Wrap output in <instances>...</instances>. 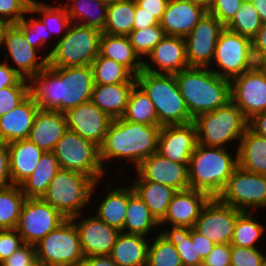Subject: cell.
<instances>
[{"label":"cell","instance_id":"obj_1","mask_svg":"<svg viewBox=\"0 0 266 266\" xmlns=\"http://www.w3.org/2000/svg\"><path fill=\"white\" fill-rule=\"evenodd\" d=\"M29 94L40 110L66 113L92 97L94 78L91 65L47 66L29 80Z\"/></svg>","mask_w":266,"mask_h":266},{"label":"cell","instance_id":"obj_2","mask_svg":"<svg viewBox=\"0 0 266 266\" xmlns=\"http://www.w3.org/2000/svg\"><path fill=\"white\" fill-rule=\"evenodd\" d=\"M161 126L113 119L100 149V160L126 159L137 168L146 158L157 152Z\"/></svg>","mask_w":266,"mask_h":266},{"label":"cell","instance_id":"obj_3","mask_svg":"<svg viewBox=\"0 0 266 266\" xmlns=\"http://www.w3.org/2000/svg\"><path fill=\"white\" fill-rule=\"evenodd\" d=\"M174 75L193 119L231 101L230 80L218 76L210 68L189 67Z\"/></svg>","mask_w":266,"mask_h":266},{"label":"cell","instance_id":"obj_4","mask_svg":"<svg viewBox=\"0 0 266 266\" xmlns=\"http://www.w3.org/2000/svg\"><path fill=\"white\" fill-rule=\"evenodd\" d=\"M231 156L226 148L198 143L188 164L190 188L218 197L238 166L237 152L235 158Z\"/></svg>","mask_w":266,"mask_h":266},{"label":"cell","instance_id":"obj_5","mask_svg":"<svg viewBox=\"0 0 266 266\" xmlns=\"http://www.w3.org/2000/svg\"><path fill=\"white\" fill-rule=\"evenodd\" d=\"M136 83L153 102L159 126L193 122L174 74H154L142 70Z\"/></svg>","mask_w":266,"mask_h":266},{"label":"cell","instance_id":"obj_6","mask_svg":"<svg viewBox=\"0 0 266 266\" xmlns=\"http://www.w3.org/2000/svg\"><path fill=\"white\" fill-rule=\"evenodd\" d=\"M98 183L83 173L61 168L42 199L66 219L77 220L82 214L81 208L87 206Z\"/></svg>","mask_w":266,"mask_h":266},{"label":"cell","instance_id":"obj_7","mask_svg":"<svg viewBox=\"0 0 266 266\" xmlns=\"http://www.w3.org/2000/svg\"><path fill=\"white\" fill-rule=\"evenodd\" d=\"M73 24V25H72ZM100 30L78 23H71L66 33L46 54L51 67L91 65L100 53Z\"/></svg>","mask_w":266,"mask_h":266},{"label":"cell","instance_id":"obj_8","mask_svg":"<svg viewBox=\"0 0 266 266\" xmlns=\"http://www.w3.org/2000/svg\"><path fill=\"white\" fill-rule=\"evenodd\" d=\"M198 143L208 147L224 148L229 141L241 140L249 120L229 101L225 106L203 113L193 120Z\"/></svg>","mask_w":266,"mask_h":266},{"label":"cell","instance_id":"obj_9","mask_svg":"<svg viewBox=\"0 0 266 266\" xmlns=\"http://www.w3.org/2000/svg\"><path fill=\"white\" fill-rule=\"evenodd\" d=\"M37 261L44 266H80L84 254L74 222L66 219L35 244Z\"/></svg>","mask_w":266,"mask_h":266},{"label":"cell","instance_id":"obj_10","mask_svg":"<svg viewBox=\"0 0 266 266\" xmlns=\"http://www.w3.org/2000/svg\"><path fill=\"white\" fill-rule=\"evenodd\" d=\"M53 152L63 169L83 173L95 182L104 174L99 147L76 132L67 129Z\"/></svg>","mask_w":266,"mask_h":266},{"label":"cell","instance_id":"obj_11","mask_svg":"<svg viewBox=\"0 0 266 266\" xmlns=\"http://www.w3.org/2000/svg\"><path fill=\"white\" fill-rule=\"evenodd\" d=\"M213 61H216L217 70L210 69L218 76L231 80L241 75L257 64L252 52V40L225 28L216 44Z\"/></svg>","mask_w":266,"mask_h":266},{"label":"cell","instance_id":"obj_12","mask_svg":"<svg viewBox=\"0 0 266 266\" xmlns=\"http://www.w3.org/2000/svg\"><path fill=\"white\" fill-rule=\"evenodd\" d=\"M217 198L224 204L246 212L266 206V176L237 166Z\"/></svg>","mask_w":266,"mask_h":266},{"label":"cell","instance_id":"obj_13","mask_svg":"<svg viewBox=\"0 0 266 266\" xmlns=\"http://www.w3.org/2000/svg\"><path fill=\"white\" fill-rule=\"evenodd\" d=\"M65 220L56 208L42 198H26L16 230L25 244L35 245Z\"/></svg>","mask_w":266,"mask_h":266},{"label":"cell","instance_id":"obj_14","mask_svg":"<svg viewBox=\"0 0 266 266\" xmlns=\"http://www.w3.org/2000/svg\"><path fill=\"white\" fill-rule=\"evenodd\" d=\"M231 101L249 120L266 111V72L256 64L230 80Z\"/></svg>","mask_w":266,"mask_h":266},{"label":"cell","instance_id":"obj_15","mask_svg":"<svg viewBox=\"0 0 266 266\" xmlns=\"http://www.w3.org/2000/svg\"><path fill=\"white\" fill-rule=\"evenodd\" d=\"M242 212L213 197L202 208L193 228L215 244H230L237 219Z\"/></svg>","mask_w":266,"mask_h":266},{"label":"cell","instance_id":"obj_16","mask_svg":"<svg viewBox=\"0 0 266 266\" xmlns=\"http://www.w3.org/2000/svg\"><path fill=\"white\" fill-rule=\"evenodd\" d=\"M225 26L208 12L184 38L189 67L209 68L216 44Z\"/></svg>","mask_w":266,"mask_h":266},{"label":"cell","instance_id":"obj_17","mask_svg":"<svg viewBox=\"0 0 266 266\" xmlns=\"http://www.w3.org/2000/svg\"><path fill=\"white\" fill-rule=\"evenodd\" d=\"M68 130L100 147L113 119L91 100L84 102L66 113Z\"/></svg>","mask_w":266,"mask_h":266},{"label":"cell","instance_id":"obj_18","mask_svg":"<svg viewBox=\"0 0 266 266\" xmlns=\"http://www.w3.org/2000/svg\"><path fill=\"white\" fill-rule=\"evenodd\" d=\"M135 181H152L171 187L176 191L190 188L188 164L173 162L155 152L146 158L137 168Z\"/></svg>","mask_w":266,"mask_h":266},{"label":"cell","instance_id":"obj_19","mask_svg":"<svg viewBox=\"0 0 266 266\" xmlns=\"http://www.w3.org/2000/svg\"><path fill=\"white\" fill-rule=\"evenodd\" d=\"M198 144L194 122L162 126L158 136L157 152L180 164H189Z\"/></svg>","mask_w":266,"mask_h":266},{"label":"cell","instance_id":"obj_20","mask_svg":"<svg viewBox=\"0 0 266 266\" xmlns=\"http://www.w3.org/2000/svg\"><path fill=\"white\" fill-rule=\"evenodd\" d=\"M3 47L18 68L13 67L14 64L11 67L24 79L29 80L48 66L46 57L37 62V49L30 45L24 33L15 24L7 30Z\"/></svg>","mask_w":266,"mask_h":266},{"label":"cell","instance_id":"obj_21","mask_svg":"<svg viewBox=\"0 0 266 266\" xmlns=\"http://www.w3.org/2000/svg\"><path fill=\"white\" fill-rule=\"evenodd\" d=\"M84 257L110 255L112 247L121 233L96 215L75 223Z\"/></svg>","mask_w":266,"mask_h":266},{"label":"cell","instance_id":"obj_22","mask_svg":"<svg viewBox=\"0 0 266 266\" xmlns=\"http://www.w3.org/2000/svg\"><path fill=\"white\" fill-rule=\"evenodd\" d=\"M148 58L158 67L143 62V70L154 74H176L189 68L183 37L166 35L151 51ZM156 68V69H155ZM162 72H161V71Z\"/></svg>","mask_w":266,"mask_h":266},{"label":"cell","instance_id":"obj_23","mask_svg":"<svg viewBox=\"0 0 266 266\" xmlns=\"http://www.w3.org/2000/svg\"><path fill=\"white\" fill-rule=\"evenodd\" d=\"M207 12L193 0H169L160 25L166 35L185 38Z\"/></svg>","mask_w":266,"mask_h":266},{"label":"cell","instance_id":"obj_24","mask_svg":"<svg viewBox=\"0 0 266 266\" xmlns=\"http://www.w3.org/2000/svg\"><path fill=\"white\" fill-rule=\"evenodd\" d=\"M211 197L202 191L186 189L177 191L169 203L167 213L159 226L171 223L172 226L193 228L204 205Z\"/></svg>","mask_w":266,"mask_h":266},{"label":"cell","instance_id":"obj_25","mask_svg":"<svg viewBox=\"0 0 266 266\" xmlns=\"http://www.w3.org/2000/svg\"><path fill=\"white\" fill-rule=\"evenodd\" d=\"M67 129L65 113L39 109L28 139L35 143L42 151L52 152Z\"/></svg>","mask_w":266,"mask_h":266},{"label":"cell","instance_id":"obj_26","mask_svg":"<svg viewBox=\"0 0 266 266\" xmlns=\"http://www.w3.org/2000/svg\"><path fill=\"white\" fill-rule=\"evenodd\" d=\"M39 107L29 95L15 109L0 117V142L28 139Z\"/></svg>","mask_w":266,"mask_h":266},{"label":"cell","instance_id":"obj_27","mask_svg":"<svg viewBox=\"0 0 266 266\" xmlns=\"http://www.w3.org/2000/svg\"><path fill=\"white\" fill-rule=\"evenodd\" d=\"M7 146L11 181L14 185H20L37 168L44 151L29 139L16 140Z\"/></svg>","mask_w":266,"mask_h":266},{"label":"cell","instance_id":"obj_28","mask_svg":"<svg viewBox=\"0 0 266 266\" xmlns=\"http://www.w3.org/2000/svg\"><path fill=\"white\" fill-rule=\"evenodd\" d=\"M135 84L136 82L94 84L91 101L112 119L122 118Z\"/></svg>","mask_w":266,"mask_h":266},{"label":"cell","instance_id":"obj_29","mask_svg":"<svg viewBox=\"0 0 266 266\" xmlns=\"http://www.w3.org/2000/svg\"><path fill=\"white\" fill-rule=\"evenodd\" d=\"M238 145V166L266 176V138L248 126Z\"/></svg>","mask_w":266,"mask_h":266},{"label":"cell","instance_id":"obj_30","mask_svg":"<svg viewBox=\"0 0 266 266\" xmlns=\"http://www.w3.org/2000/svg\"><path fill=\"white\" fill-rule=\"evenodd\" d=\"M145 238L121 232L109 256L118 266H146L149 243Z\"/></svg>","mask_w":266,"mask_h":266},{"label":"cell","instance_id":"obj_31","mask_svg":"<svg viewBox=\"0 0 266 266\" xmlns=\"http://www.w3.org/2000/svg\"><path fill=\"white\" fill-rule=\"evenodd\" d=\"M99 54L125 66L135 77L143 70L144 61L135 53L128 36L102 33Z\"/></svg>","mask_w":266,"mask_h":266},{"label":"cell","instance_id":"obj_32","mask_svg":"<svg viewBox=\"0 0 266 266\" xmlns=\"http://www.w3.org/2000/svg\"><path fill=\"white\" fill-rule=\"evenodd\" d=\"M61 169L54 152H44L34 172L20 184L26 198H42L56 173Z\"/></svg>","mask_w":266,"mask_h":266},{"label":"cell","instance_id":"obj_33","mask_svg":"<svg viewBox=\"0 0 266 266\" xmlns=\"http://www.w3.org/2000/svg\"><path fill=\"white\" fill-rule=\"evenodd\" d=\"M133 191L148 206L151 215L160 223L168 210L175 189L152 181H135Z\"/></svg>","mask_w":266,"mask_h":266},{"label":"cell","instance_id":"obj_34","mask_svg":"<svg viewBox=\"0 0 266 266\" xmlns=\"http://www.w3.org/2000/svg\"><path fill=\"white\" fill-rule=\"evenodd\" d=\"M156 225L159 223L151 215L148 206L136 195L132 186L128 187L127 213L121 232L146 236Z\"/></svg>","mask_w":266,"mask_h":266},{"label":"cell","instance_id":"obj_35","mask_svg":"<svg viewBox=\"0 0 266 266\" xmlns=\"http://www.w3.org/2000/svg\"><path fill=\"white\" fill-rule=\"evenodd\" d=\"M64 5L71 23L96 28L101 32L104 31L107 23V6L102 2L98 0H73L69 5ZM93 6L96 10L93 9Z\"/></svg>","mask_w":266,"mask_h":266},{"label":"cell","instance_id":"obj_36","mask_svg":"<svg viewBox=\"0 0 266 266\" xmlns=\"http://www.w3.org/2000/svg\"><path fill=\"white\" fill-rule=\"evenodd\" d=\"M128 188L110 189L107 196L100 203L96 216L109 226L122 230L127 213Z\"/></svg>","mask_w":266,"mask_h":266},{"label":"cell","instance_id":"obj_37","mask_svg":"<svg viewBox=\"0 0 266 266\" xmlns=\"http://www.w3.org/2000/svg\"><path fill=\"white\" fill-rule=\"evenodd\" d=\"M123 119L145 125H159L153 102L136 83L132 88Z\"/></svg>","mask_w":266,"mask_h":266},{"label":"cell","instance_id":"obj_38","mask_svg":"<svg viewBox=\"0 0 266 266\" xmlns=\"http://www.w3.org/2000/svg\"><path fill=\"white\" fill-rule=\"evenodd\" d=\"M25 199L20 185L0 188V230L16 229Z\"/></svg>","mask_w":266,"mask_h":266},{"label":"cell","instance_id":"obj_39","mask_svg":"<svg viewBox=\"0 0 266 266\" xmlns=\"http://www.w3.org/2000/svg\"><path fill=\"white\" fill-rule=\"evenodd\" d=\"M135 16V0H122L107 6V23L103 33L128 36L132 31Z\"/></svg>","mask_w":266,"mask_h":266},{"label":"cell","instance_id":"obj_40","mask_svg":"<svg viewBox=\"0 0 266 266\" xmlns=\"http://www.w3.org/2000/svg\"><path fill=\"white\" fill-rule=\"evenodd\" d=\"M91 67L94 84L136 82V77L125 66L100 54L93 60Z\"/></svg>","mask_w":266,"mask_h":266},{"label":"cell","instance_id":"obj_41","mask_svg":"<svg viewBox=\"0 0 266 266\" xmlns=\"http://www.w3.org/2000/svg\"><path fill=\"white\" fill-rule=\"evenodd\" d=\"M160 234L176 246L183 266H198L203 264L200 257H196L195 241H192V228L186 226H172L171 230Z\"/></svg>","mask_w":266,"mask_h":266},{"label":"cell","instance_id":"obj_42","mask_svg":"<svg viewBox=\"0 0 266 266\" xmlns=\"http://www.w3.org/2000/svg\"><path fill=\"white\" fill-rule=\"evenodd\" d=\"M262 24L260 16L250 0H244L225 28L252 40Z\"/></svg>","mask_w":266,"mask_h":266},{"label":"cell","instance_id":"obj_43","mask_svg":"<svg viewBox=\"0 0 266 266\" xmlns=\"http://www.w3.org/2000/svg\"><path fill=\"white\" fill-rule=\"evenodd\" d=\"M252 215L253 211H243L239 215L230 242L231 246L257 248L255 245L263 234L264 226L256 222Z\"/></svg>","mask_w":266,"mask_h":266},{"label":"cell","instance_id":"obj_44","mask_svg":"<svg viewBox=\"0 0 266 266\" xmlns=\"http://www.w3.org/2000/svg\"><path fill=\"white\" fill-rule=\"evenodd\" d=\"M30 13H38V18L46 25L50 33L52 31L57 33V35L60 33L62 34V32H66V29L71 25L65 5L49 6L48 4L38 3L36 0H32L30 4Z\"/></svg>","mask_w":266,"mask_h":266},{"label":"cell","instance_id":"obj_45","mask_svg":"<svg viewBox=\"0 0 266 266\" xmlns=\"http://www.w3.org/2000/svg\"><path fill=\"white\" fill-rule=\"evenodd\" d=\"M146 266H183L176 246L160 233L148 249Z\"/></svg>","mask_w":266,"mask_h":266},{"label":"cell","instance_id":"obj_46","mask_svg":"<svg viewBox=\"0 0 266 266\" xmlns=\"http://www.w3.org/2000/svg\"><path fill=\"white\" fill-rule=\"evenodd\" d=\"M165 36V31L160 24L140 30H132L128 34L130 44L141 60L142 55L148 56Z\"/></svg>","mask_w":266,"mask_h":266},{"label":"cell","instance_id":"obj_47","mask_svg":"<svg viewBox=\"0 0 266 266\" xmlns=\"http://www.w3.org/2000/svg\"><path fill=\"white\" fill-rule=\"evenodd\" d=\"M29 95V82L24 78L14 86L0 89V117L15 109Z\"/></svg>","mask_w":266,"mask_h":266},{"label":"cell","instance_id":"obj_48","mask_svg":"<svg viewBox=\"0 0 266 266\" xmlns=\"http://www.w3.org/2000/svg\"><path fill=\"white\" fill-rule=\"evenodd\" d=\"M25 35L26 40L34 48H41V45H45L48 41L49 31L47 30L46 25L38 19L28 20L25 17L19 20L15 24Z\"/></svg>","mask_w":266,"mask_h":266},{"label":"cell","instance_id":"obj_49","mask_svg":"<svg viewBox=\"0 0 266 266\" xmlns=\"http://www.w3.org/2000/svg\"><path fill=\"white\" fill-rule=\"evenodd\" d=\"M32 0H0V18L16 24L30 13Z\"/></svg>","mask_w":266,"mask_h":266},{"label":"cell","instance_id":"obj_50","mask_svg":"<svg viewBox=\"0 0 266 266\" xmlns=\"http://www.w3.org/2000/svg\"><path fill=\"white\" fill-rule=\"evenodd\" d=\"M264 256L257 248L231 246V266H261Z\"/></svg>","mask_w":266,"mask_h":266},{"label":"cell","instance_id":"obj_51","mask_svg":"<svg viewBox=\"0 0 266 266\" xmlns=\"http://www.w3.org/2000/svg\"><path fill=\"white\" fill-rule=\"evenodd\" d=\"M244 0H215L208 13L226 26L235 16Z\"/></svg>","mask_w":266,"mask_h":266},{"label":"cell","instance_id":"obj_52","mask_svg":"<svg viewBox=\"0 0 266 266\" xmlns=\"http://www.w3.org/2000/svg\"><path fill=\"white\" fill-rule=\"evenodd\" d=\"M24 244L16 229L0 230V264Z\"/></svg>","mask_w":266,"mask_h":266},{"label":"cell","instance_id":"obj_53","mask_svg":"<svg viewBox=\"0 0 266 266\" xmlns=\"http://www.w3.org/2000/svg\"><path fill=\"white\" fill-rule=\"evenodd\" d=\"M36 262L35 245L24 244L10 257L4 260L0 266H32Z\"/></svg>","mask_w":266,"mask_h":266},{"label":"cell","instance_id":"obj_54","mask_svg":"<svg viewBox=\"0 0 266 266\" xmlns=\"http://www.w3.org/2000/svg\"><path fill=\"white\" fill-rule=\"evenodd\" d=\"M203 266H231V244H216L203 260Z\"/></svg>","mask_w":266,"mask_h":266},{"label":"cell","instance_id":"obj_55","mask_svg":"<svg viewBox=\"0 0 266 266\" xmlns=\"http://www.w3.org/2000/svg\"><path fill=\"white\" fill-rule=\"evenodd\" d=\"M10 175L9 149L7 143L0 142V188L12 186Z\"/></svg>","mask_w":266,"mask_h":266},{"label":"cell","instance_id":"obj_56","mask_svg":"<svg viewBox=\"0 0 266 266\" xmlns=\"http://www.w3.org/2000/svg\"><path fill=\"white\" fill-rule=\"evenodd\" d=\"M168 1L169 0H135V3L138 7L144 9V12H148L161 22Z\"/></svg>","mask_w":266,"mask_h":266},{"label":"cell","instance_id":"obj_57","mask_svg":"<svg viewBox=\"0 0 266 266\" xmlns=\"http://www.w3.org/2000/svg\"><path fill=\"white\" fill-rule=\"evenodd\" d=\"M192 241H195L196 257L204 260L216 245L209 238L192 228Z\"/></svg>","mask_w":266,"mask_h":266},{"label":"cell","instance_id":"obj_58","mask_svg":"<svg viewBox=\"0 0 266 266\" xmlns=\"http://www.w3.org/2000/svg\"><path fill=\"white\" fill-rule=\"evenodd\" d=\"M252 52L257 63L266 56V23L262 24L256 36L252 39Z\"/></svg>","mask_w":266,"mask_h":266},{"label":"cell","instance_id":"obj_59","mask_svg":"<svg viewBox=\"0 0 266 266\" xmlns=\"http://www.w3.org/2000/svg\"><path fill=\"white\" fill-rule=\"evenodd\" d=\"M160 22L144 9L138 7L135 3V16L132 30H140L146 27L159 25Z\"/></svg>","mask_w":266,"mask_h":266},{"label":"cell","instance_id":"obj_60","mask_svg":"<svg viewBox=\"0 0 266 266\" xmlns=\"http://www.w3.org/2000/svg\"><path fill=\"white\" fill-rule=\"evenodd\" d=\"M6 61L0 63V89L14 86L22 77Z\"/></svg>","mask_w":266,"mask_h":266},{"label":"cell","instance_id":"obj_61","mask_svg":"<svg viewBox=\"0 0 266 266\" xmlns=\"http://www.w3.org/2000/svg\"><path fill=\"white\" fill-rule=\"evenodd\" d=\"M248 126L254 132L266 138V111L255 114L249 119Z\"/></svg>","mask_w":266,"mask_h":266},{"label":"cell","instance_id":"obj_62","mask_svg":"<svg viewBox=\"0 0 266 266\" xmlns=\"http://www.w3.org/2000/svg\"><path fill=\"white\" fill-rule=\"evenodd\" d=\"M83 266H118L109 255L89 256L84 258Z\"/></svg>","mask_w":266,"mask_h":266},{"label":"cell","instance_id":"obj_63","mask_svg":"<svg viewBox=\"0 0 266 266\" xmlns=\"http://www.w3.org/2000/svg\"><path fill=\"white\" fill-rule=\"evenodd\" d=\"M253 7L257 10L261 22L266 23V0H250Z\"/></svg>","mask_w":266,"mask_h":266},{"label":"cell","instance_id":"obj_64","mask_svg":"<svg viewBox=\"0 0 266 266\" xmlns=\"http://www.w3.org/2000/svg\"><path fill=\"white\" fill-rule=\"evenodd\" d=\"M11 25L9 21L0 18V47H3L6 32Z\"/></svg>","mask_w":266,"mask_h":266},{"label":"cell","instance_id":"obj_65","mask_svg":"<svg viewBox=\"0 0 266 266\" xmlns=\"http://www.w3.org/2000/svg\"><path fill=\"white\" fill-rule=\"evenodd\" d=\"M198 5L203 6L207 11L211 8L214 4L215 0H193Z\"/></svg>","mask_w":266,"mask_h":266},{"label":"cell","instance_id":"obj_66","mask_svg":"<svg viewBox=\"0 0 266 266\" xmlns=\"http://www.w3.org/2000/svg\"><path fill=\"white\" fill-rule=\"evenodd\" d=\"M98 1L102 2L106 6H111V5H114V4H116V3H118L119 1H122V0H98Z\"/></svg>","mask_w":266,"mask_h":266},{"label":"cell","instance_id":"obj_67","mask_svg":"<svg viewBox=\"0 0 266 266\" xmlns=\"http://www.w3.org/2000/svg\"><path fill=\"white\" fill-rule=\"evenodd\" d=\"M266 72V56L257 63Z\"/></svg>","mask_w":266,"mask_h":266},{"label":"cell","instance_id":"obj_68","mask_svg":"<svg viewBox=\"0 0 266 266\" xmlns=\"http://www.w3.org/2000/svg\"><path fill=\"white\" fill-rule=\"evenodd\" d=\"M261 266H266V256L263 257Z\"/></svg>","mask_w":266,"mask_h":266},{"label":"cell","instance_id":"obj_69","mask_svg":"<svg viewBox=\"0 0 266 266\" xmlns=\"http://www.w3.org/2000/svg\"><path fill=\"white\" fill-rule=\"evenodd\" d=\"M32 266H44L41 262L37 261L35 264H33Z\"/></svg>","mask_w":266,"mask_h":266}]
</instances>
